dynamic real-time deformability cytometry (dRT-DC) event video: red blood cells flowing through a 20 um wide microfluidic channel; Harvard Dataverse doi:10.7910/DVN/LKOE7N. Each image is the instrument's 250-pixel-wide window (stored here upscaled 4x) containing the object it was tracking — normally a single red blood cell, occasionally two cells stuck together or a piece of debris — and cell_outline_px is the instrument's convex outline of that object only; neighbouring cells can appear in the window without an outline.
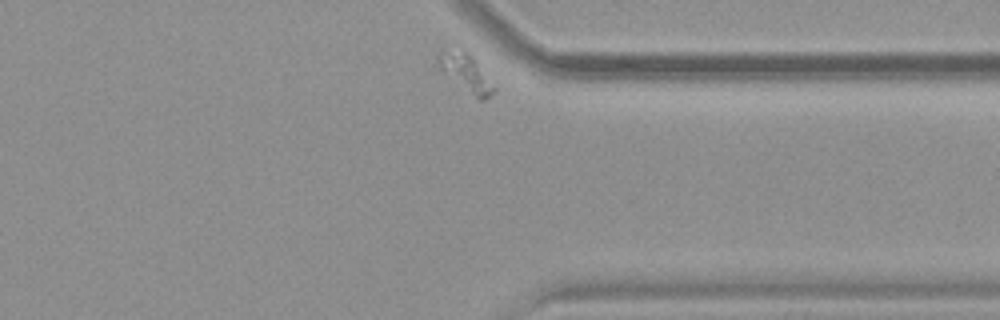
{"species": "common noctule bat (a hibernating species)", "species_latin": "Nyctalus noctula", "temperature_condition": "warm", "stored_images_in_passage": 33, "camera_frame_rate_fps": 3000, "um_per_image_px": 0.085, "animal": {"sex": "female", "body_mass_g": 19.9}, "frame": {"image": 1, "passage_image": 33, "time_ms": 10.667, "image_size_px": [1000, 320], "cell_outline_px": [[496, 92], [484, 100], [480, 100], [436, 68], [436, 56], [464, 52], [472, 60], [496, 88]], "centroid_in_image_um": [39.6, 6.33], "position_along_channel_um": 371.8, "area_um2": 10.92}}